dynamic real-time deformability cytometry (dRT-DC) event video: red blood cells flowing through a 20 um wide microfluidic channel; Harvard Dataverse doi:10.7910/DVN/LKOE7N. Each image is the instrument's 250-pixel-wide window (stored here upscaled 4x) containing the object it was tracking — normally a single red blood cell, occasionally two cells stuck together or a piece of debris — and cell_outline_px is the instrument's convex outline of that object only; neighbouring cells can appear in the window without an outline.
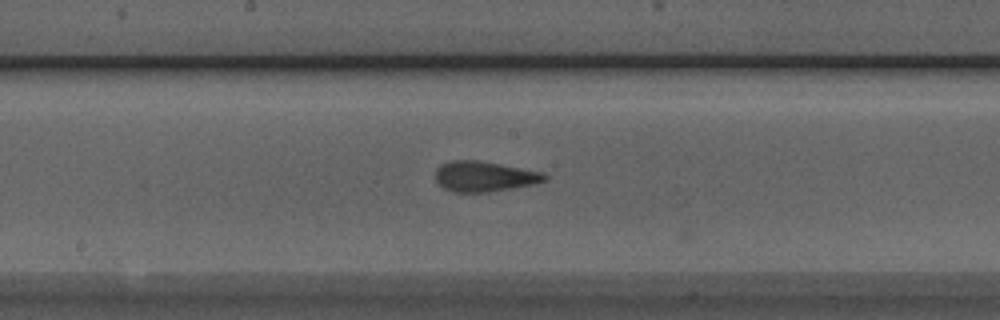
{"species": "Egyptian fruit bat (a non-hibernating species)", "species_latin": "Rousettus aegyptiacus", "temperature_condition": "room temperature", "stored_images_in_passage": 14, "camera_frame_rate_fps": 3000, "um_per_image_px": 0.085, "animal": {"sex": "male"}, "frame": {"image": 1, "passage_image": 11, "time_ms": 3.333, "image_size_px": [1000, 320], "cell_outline_px": [[548, 180], [536, 184], [488, 192], [452, 192], [444, 188], [436, 180], [436, 168], [440, 164], [452, 160], [480, 160], [544, 172], [548, 176]], "centroid_in_image_um": [41.2, 14.99], "position_along_channel_um": 207.0, "area_um2": 19.54}}